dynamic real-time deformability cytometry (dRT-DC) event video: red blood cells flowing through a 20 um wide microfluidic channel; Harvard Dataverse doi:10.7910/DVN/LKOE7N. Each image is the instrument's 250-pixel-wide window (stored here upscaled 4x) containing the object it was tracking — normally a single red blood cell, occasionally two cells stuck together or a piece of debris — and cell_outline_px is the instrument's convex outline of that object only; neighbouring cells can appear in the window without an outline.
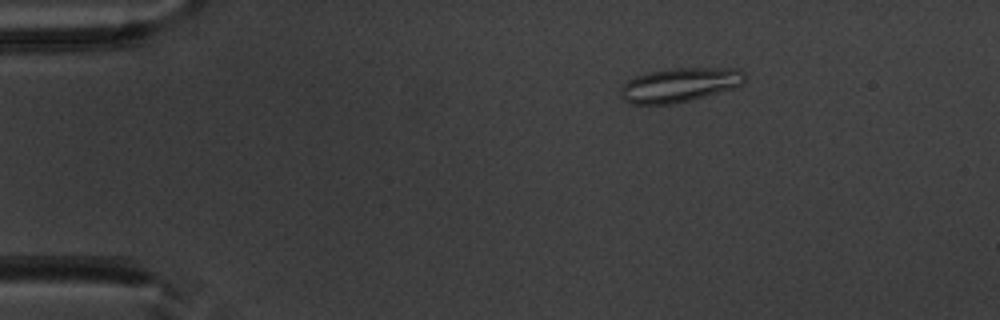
{"species": "common noctule bat (a hibernating species)", "species_latin": "Nyctalus noctula", "temperature_condition": "warm", "stored_images_in_passage": 51, "camera_frame_rate_fps": 3000, "um_per_image_px": 0.085, "animal": {"sex": "male", "body_mass_g": 20.1, "forearm_length_mm": 53.5}, "frame": {"image": 1, "passage_image": 9, "time_ms": 2.667, "image_size_px": [1000, 320], "cell_outline_px": [[748, 76], [740, 84], [732, 88], [704, 96], [688, 100], [668, 104], [632, 104], [624, 100], [620, 96], [620, 92], [624, 84], [628, 80], [636, 76], [648, 72], [672, 68], [740, 68]], "centroid_in_image_um": [57.77, 7.2], "position_along_channel_um": 27.2, "area_um2": 24.51}}
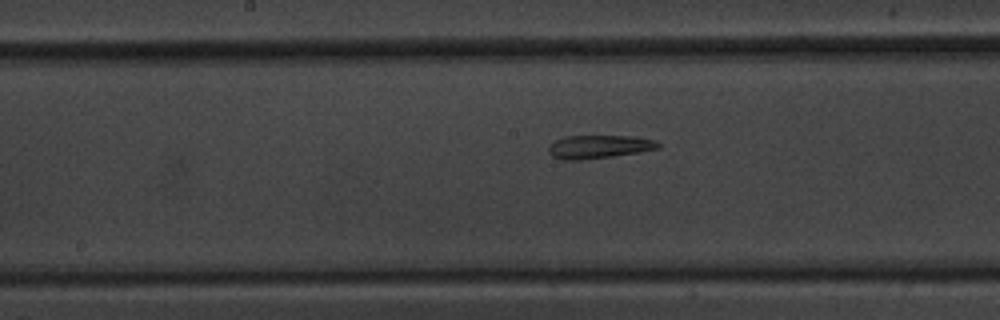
{"frame": {"image": 2, "passage_image": 27, "time_ms": 8.667, "image_size_px": [1000, 320], "cell_outline_px": [[660, 148], [640, 152], [612, 156], [580, 160], [564, 160], [552, 156], [548, 152], [548, 144], [564, 136], [636, 136], [656, 140], [660, 144]], "centroid_in_image_um": [50.91, 12.47], "position_along_channel_um": 197.3, "area_um2": 15.03}}
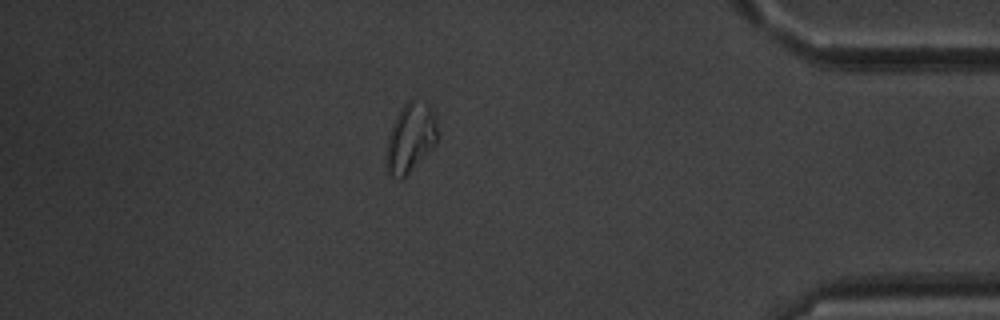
{"frame": {"image": 3, "passage_image": 45, "time_ms": 14.667, "image_size_px": [1000, 320], "cell_outline_px": [[436, 144], [400, 180], [388, 176], [384, 168], [384, 156], [388, 136], [392, 124], [396, 116], [404, 104], [412, 96], [432, 104], [436, 120]], "centroid_in_image_um": [34.84, 11.68], "position_along_channel_um": 400.4, "area_um2": 21.27}, "authors_computed_cell_mechanics": {"area_um2": 19.8254, "velocity_mm_per_s": 3.9619, "shape_relaxation_time_tau1_ms": null, "shape_relaxation_time_tau2_ms": 3.6275, "deformation_change_tau1": null, "deformation_change_tau2": 0.1189}}